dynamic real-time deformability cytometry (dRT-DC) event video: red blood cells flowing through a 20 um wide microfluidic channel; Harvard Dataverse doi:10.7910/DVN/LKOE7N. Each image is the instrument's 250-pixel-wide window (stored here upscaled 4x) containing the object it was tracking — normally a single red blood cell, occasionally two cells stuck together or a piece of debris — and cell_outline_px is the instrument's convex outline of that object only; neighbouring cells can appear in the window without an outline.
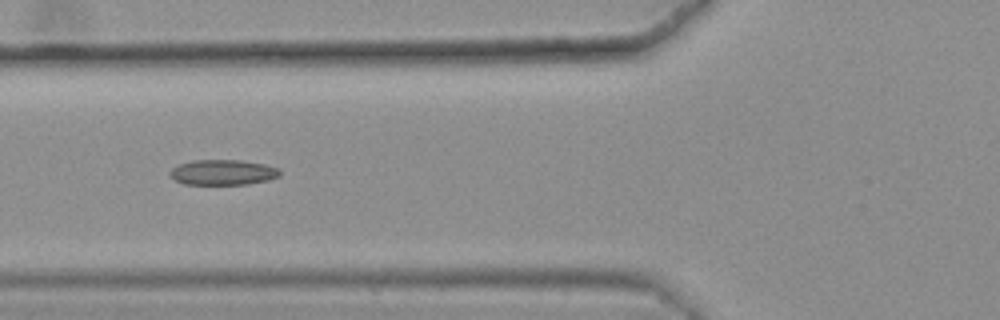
{"species": "common noctule bat (a hibernating species)", "species_latin": "Nyctalus noctula", "temperature_condition": "warm", "stored_images_in_passage": 49, "camera_frame_rate_fps": 3000, "um_per_image_px": 0.085, "animal": {"sex": "female", "body_mass_g": 25.1}, "frame": {"image": 1, "passage_image": 22, "time_ms": 7.0, "image_size_px": [1000, 320], "cell_outline_px": [[280, 176], [268, 180], [248, 184], [184, 184], [172, 180], [168, 172], [172, 168], [180, 164], [192, 160], [240, 160], [264, 164], [280, 168]], "centroid_in_image_um": [18.93, 14.65], "position_along_channel_um": 106.9, "area_um2": 16.36}, "authors_computed_cell_mechanics": {"area_um2": 16.2996, "velocity_mm_per_s": 3.6447, "shape_relaxation_time_tau1_ms": null, "shape_relaxation_time_tau2_ms": 5.1027, "deformation_change_tau1": null, "deformation_change_tau2": 0.1176}}